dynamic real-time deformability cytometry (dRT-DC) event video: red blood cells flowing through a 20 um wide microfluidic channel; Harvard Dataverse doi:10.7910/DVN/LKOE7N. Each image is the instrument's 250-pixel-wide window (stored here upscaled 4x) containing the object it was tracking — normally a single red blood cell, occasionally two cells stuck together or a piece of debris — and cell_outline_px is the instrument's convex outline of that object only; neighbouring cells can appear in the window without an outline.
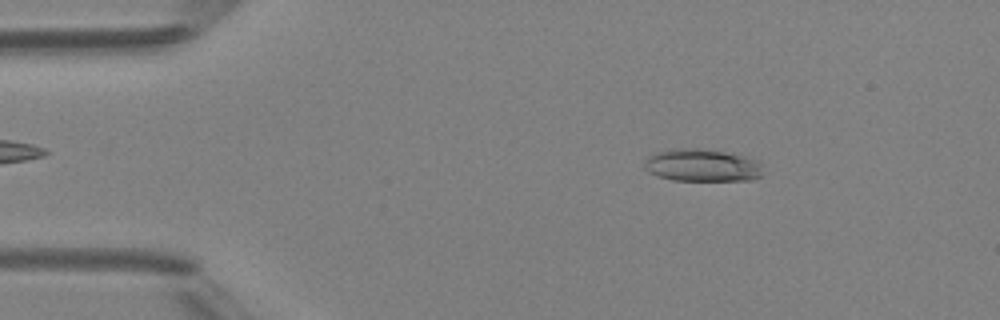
{"species": "Egyptian fruit bat (a non-hibernating species)", "species_latin": "Rousettus aegyptiacus", "temperature_condition": "room temperature", "stored_images_in_passage": 3, "camera_frame_rate_fps": 3000, "um_per_image_px": 0.085, "animal": {"sex": "female"}, "frame": {"image": 1, "passage_image": 1, "time_ms": 0.0, "image_size_px": [1000, 320], "cell_outline_px": [[760, 176], [752, 180], [672, 180], [656, 176], [648, 172], [644, 168], [644, 164], [648, 156], [656, 152], [672, 148], [704, 148], [744, 156], [760, 160]], "centroid_in_image_um": [59.64, 14.04], "position_along_channel_um": 25.4, "area_um2": 22.6}}
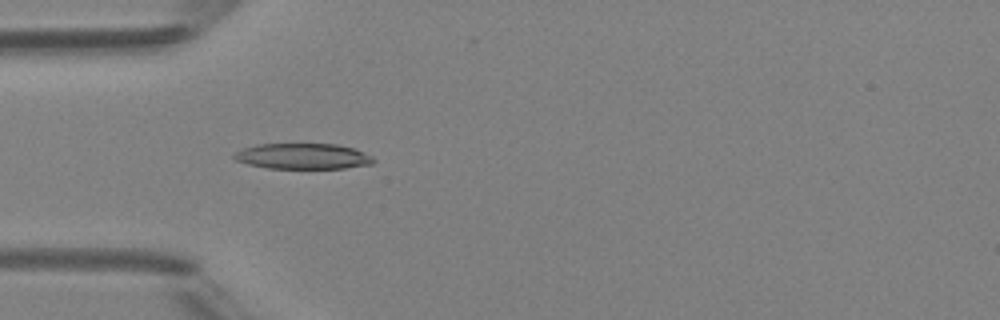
{"frame": {"image": 2, "passage_image": 3, "time_ms": 2.333, "image_size_px": [1000, 320], "cell_outline_px": [[376, 160], [372, 164], [344, 168], [268, 168], [248, 164], [236, 160], [232, 156], [236, 152], [244, 148], [256, 144], [336, 144], [352, 148], [372, 156]], "centroid_in_image_um": [25.74, 13.28], "position_along_channel_um": 59.3, "area_um2": 20.69}}